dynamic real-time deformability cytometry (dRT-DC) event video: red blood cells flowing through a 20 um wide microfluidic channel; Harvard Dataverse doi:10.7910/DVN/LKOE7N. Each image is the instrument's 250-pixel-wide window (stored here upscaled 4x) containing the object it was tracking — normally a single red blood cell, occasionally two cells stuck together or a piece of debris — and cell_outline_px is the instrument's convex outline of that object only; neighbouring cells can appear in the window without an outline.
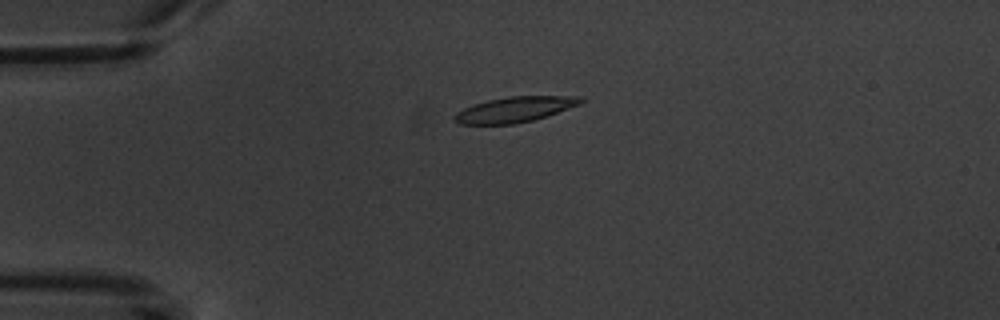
{"species": "common noctule bat (a hibernating species)", "species_latin": "Nyctalus noctula", "temperature_condition": "warm", "stored_images_in_passage": 6, "camera_frame_rate_fps": 3000, "um_per_image_px": 0.085, "animal": {"sex": "male", "body_mass_g": 20.1, "forearm_length_mm": 53.5}, "frame": {"image": 1, "passage_image": 4, "time_ms": 4.333, "image_size_px": [1000, 320], "cell_outline_px": [[584, 100], [580, 104], [532, 120], [512, 124], [460, 124], [452, 120], [452, 116], [456, 112], [464, 108], [488, 100], [508, 96], [580, 96]], "centroid_in_image_um": [43.7, 9.3], "position_along_channel_um": 41.3, "area_um2": 18.44}}